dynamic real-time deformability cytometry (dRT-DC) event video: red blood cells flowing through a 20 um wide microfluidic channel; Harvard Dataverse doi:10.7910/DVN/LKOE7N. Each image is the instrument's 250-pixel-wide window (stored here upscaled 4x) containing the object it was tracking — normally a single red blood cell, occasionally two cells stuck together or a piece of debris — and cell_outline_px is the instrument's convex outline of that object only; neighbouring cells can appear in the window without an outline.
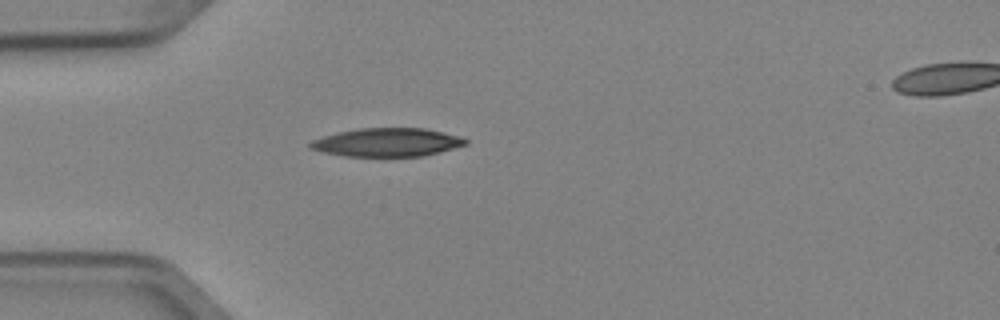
{"species": "Egyptian fruit bat (a non-hibernating species)", "species_latin": "Rousettus aegyptiacus", "temperature_condition": "cold", "stored_images_in_passage": 2, "camera_frame_rate_fps": 3000, "um_per_image_px": 0.085, "animal": {"sex": "female"}, "frame": {"image": 1, "passage_image": 2, "time_ms": 0.333, "image_size_px": [1000, 320], "cell_outline_px": [[468, 144], [440, 152], [424, 156], [344, 156], [324, 152], [308, 148], [308, 144], [312, 140], [324, 136], [340, 132], [360, 128], [424, 128], [444, 132], [468, 140]], "centroid_in_image_um": [32.91, 12.1], "position_along_channel_um": 52.1, "area_um2": 25.61}}